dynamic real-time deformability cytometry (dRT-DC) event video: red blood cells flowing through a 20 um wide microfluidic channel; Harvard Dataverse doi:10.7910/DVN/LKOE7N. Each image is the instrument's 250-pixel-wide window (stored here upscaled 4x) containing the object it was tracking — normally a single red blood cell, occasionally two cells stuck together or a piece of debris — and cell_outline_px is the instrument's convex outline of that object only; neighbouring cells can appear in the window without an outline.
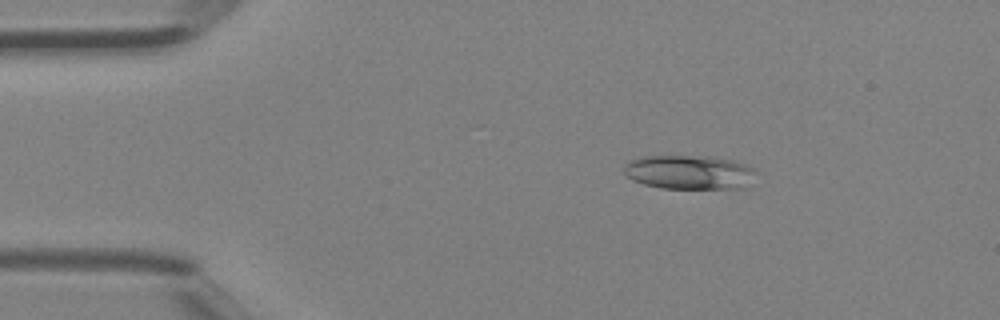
{"species": "Egyptian fruit bat (a non-hibernating species)", "species_latin": "Rousettus aegyptiacus", "temperature_condition": "room temperature", "stored_images_in_passage": 3, "camera_frame_rate_fps": 3000, "um_per_image_px": 0.085, "animal": {"sex": "female"}, "frame": {"image": 1, "passage_image": 1, "time_ms": 0.0, "image_size_px": [1000, 320], "cell_outline_px": [[756, 172], [744, 188], [660, 188], [644, 184], [632, 180], [624, 172], [624, 164], [628, 160], [644, 156], [712, 156], [732, 160], [744, 164], [752, 168]], "centroid_in_image_um": [58.54, 14.63], "position_along_channel_um": 26.5, "area_um2": 26.18}}